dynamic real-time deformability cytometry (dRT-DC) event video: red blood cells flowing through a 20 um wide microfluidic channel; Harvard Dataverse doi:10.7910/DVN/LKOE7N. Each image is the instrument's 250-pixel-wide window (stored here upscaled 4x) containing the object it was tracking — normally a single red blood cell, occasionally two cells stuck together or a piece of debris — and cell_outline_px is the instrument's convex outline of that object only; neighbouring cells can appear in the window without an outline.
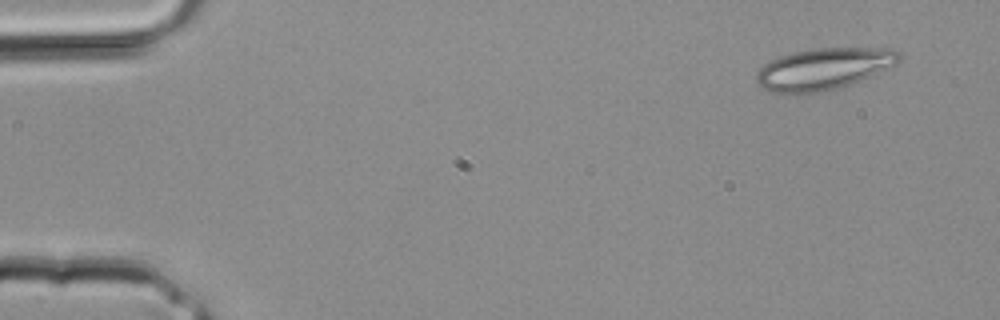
{"species": "common noctule bat (a hibernating species)", "species_latin": "Nyctalus noctula", "temperature_condition": "room temperature", "stored_images_in_passage": 3, "camera_frame_rate_fps": 3000, "um_per_image_px": 0.085, "animal": {"sex": "male", "body_mass_g": 20.4}, "frame": {"image": 1, "passage_image": 1, "time_ms": 0.0, "image_size_px": [1000, 320], "cell_outline_px": [[900, 60], [896, 64], [868, 76], [848, 84], [836, 88], [816, 92], [772, 92], [756, 84], [756, 72], [764, 64], [780, 56], [792, 52], [812, 48], [892, 48], [900, 52]], "centroid_in_image_um": [69.99, 5.82], "position_along_channel_um": 15.0, "area_um2": 33.99}}